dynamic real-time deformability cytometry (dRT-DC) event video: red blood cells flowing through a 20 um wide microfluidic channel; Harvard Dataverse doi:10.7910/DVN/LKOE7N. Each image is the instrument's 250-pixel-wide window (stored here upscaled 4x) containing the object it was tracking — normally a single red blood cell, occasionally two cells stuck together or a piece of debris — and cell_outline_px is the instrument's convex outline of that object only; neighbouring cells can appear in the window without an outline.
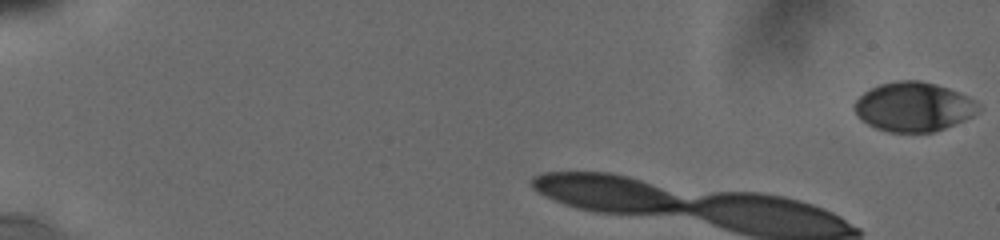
{"species": "human", "species_latin": "Homo sapiens", "temperature_condition": "cold", "stored_images_in_passage": 4, "camera_frame_rate_fps": 3000, "um_per_image_px": 0.085, "donor": {"sex": "male"}, "frame": {"image": 1, "passage_image": 1, "time_ms": 0.0, "image_size_px": [1000, 240], "cell_outline_px": [[980, 112], [964, 120], [944, 128], [932, 132], [888, 132], [876, 128], [860, 120], [856, 116], [852, 108], [852, 104], [864, 92], [880, 84], [900, 80], [920, 80], [936, 84], [948, 88], [968, 96], [976, 100], [980, 104]], "centroid_in_image_um": [77.64, 9.08], "position_along_channel_um": 7.4, "area_um2": 35.89}}